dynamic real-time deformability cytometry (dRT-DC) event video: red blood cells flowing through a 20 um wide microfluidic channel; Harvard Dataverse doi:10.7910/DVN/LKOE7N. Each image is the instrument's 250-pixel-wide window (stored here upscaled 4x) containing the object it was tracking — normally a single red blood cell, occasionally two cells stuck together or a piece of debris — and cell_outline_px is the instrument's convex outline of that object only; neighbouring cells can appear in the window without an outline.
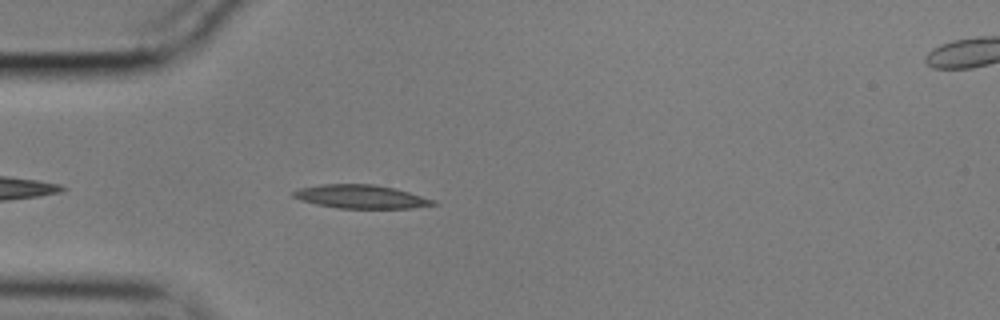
{"species": "common noctule bat (a hibernating species)", "species_latin": "Nyctalus noctula", "temperature_condition": "cold", "stored_images_in_passage": 41, "camera_frame_rate_fps": 3000, "um_per_image_px": 0.085, "animal": {"sex": "male", "body_mass_g": 17.9}, "frame": {"image": 1, "passage_image": 4, "time_ms": 1.0, "image_size_px": [1000, 320], "cell_outline_px": [[440, 204], [412, 208], [336, 208], [316, 204], [300, 200], [292, 196], [292, 192], [300, 188], [320, 184], [372, 184], [392, 188], [408, 192], [436, 200]], "centroid_in_image_um": [30.68, 16.72], "position_along_channel_um": 54.3, "area_um2": 19.13}}
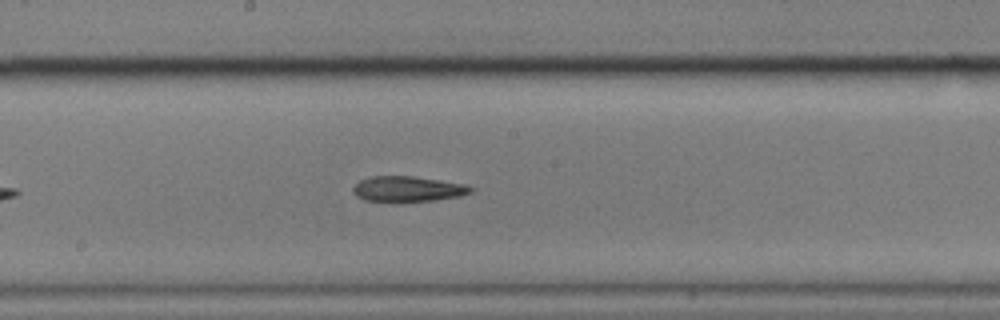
{"frame": {"image": 2, "passage_image": 18, "time_ms": 5.667, "image_size_px": [1000, 320], "cell_outline_px": [[476, 188], [472, 192], [460, 196], [432, 200], [400, 204], [392, 204], [364, 200], [356, 196], [352, 192], [352, 188], [360, 180], [372, 176], [412, 176], [440, 180], [464, 184]], "centroid_in_image_um": [34.62, 16.1], "position_along_channel_um": 213.6, "area_um2": 18.15}}
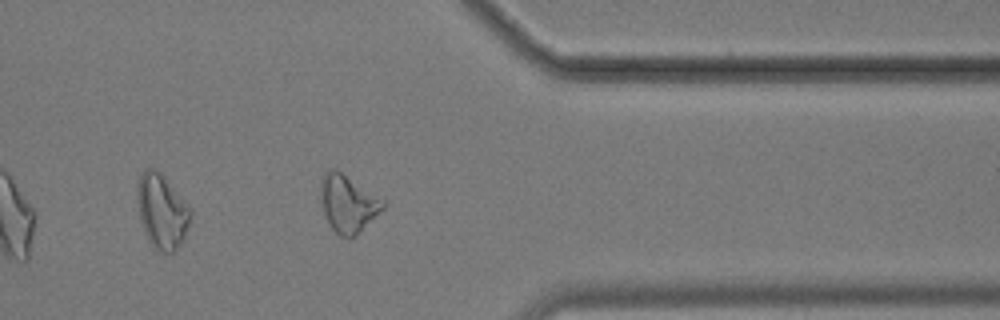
{"frame": {"image": 3, "passage_image": 33, "time_ms": 10.667, "image_size_px": [1000, 320], "cell_outline_px": [[388, 204], [352, 240], [348, 240], [340, 236], [332, 228], [324, 212], [320, 196], [320, 180], [324, 172], [328, 168], [336, 168], [384, 200]], "centroid_in_image_um": [29.57, 17.3], "position_along_channel_um": 381.8, "area_um2": 21.1}, "authors_computed_cell_mechanics": {"area_um2": 18.4382, "velocity_mm_per_s": 3.5534, "shape_relaxation_time_tau1_ms": null, "shape_relaxation_time_tau2_ms": 10.3566, "deformation_change_tau1": null, "deformation_change_tau2": 0.2492}}